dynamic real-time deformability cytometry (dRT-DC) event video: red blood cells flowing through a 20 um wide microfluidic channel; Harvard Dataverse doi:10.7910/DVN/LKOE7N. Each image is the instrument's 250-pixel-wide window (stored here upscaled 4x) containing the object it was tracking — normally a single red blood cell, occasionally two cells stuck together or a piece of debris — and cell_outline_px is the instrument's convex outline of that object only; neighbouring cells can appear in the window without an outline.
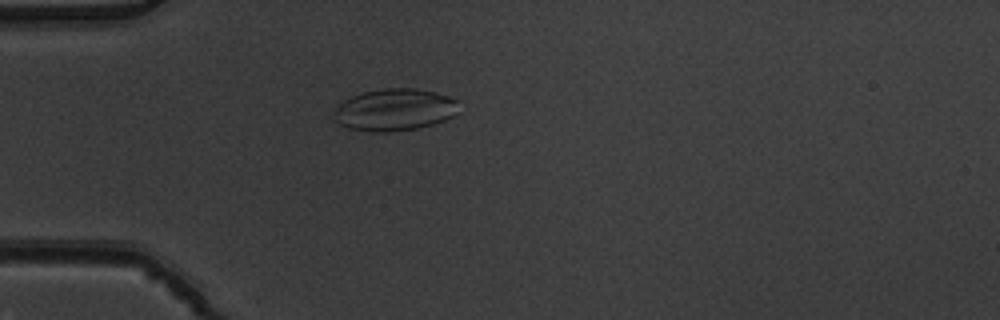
{"species": "common noctule bat (a hibernating species)", "species_latin": "Nyctalus noctula", "temperature_condition": "warm", "stored_images_in_passage": 2, "camera_frame_rate_fps": 3000, "um_per_image_px": 0.085, "animal": {"sex": "male", "body_mass_g": 19.5, "forearm_length_mm": 54.6}, "frame": {"image": 1, "passage_image": 2, "time_ms": 0.333, "image_size_px": [1000, 320], "cell_outline_px": [[456, 112], [452, 116], [444, 120], [432, 124], [416, 128], [392, 132], [372, 132], [348, 128], [340, 124], [336, 120], [336, 108], [344, 100], [352, 96], [364, 92], [384, 88], [416, 88], [448, 96], [456, 100]], "centroid_in_image_um": [33.52, 9.33], "position_along_channel_um": 51.5, "area_um2": 30.11}}